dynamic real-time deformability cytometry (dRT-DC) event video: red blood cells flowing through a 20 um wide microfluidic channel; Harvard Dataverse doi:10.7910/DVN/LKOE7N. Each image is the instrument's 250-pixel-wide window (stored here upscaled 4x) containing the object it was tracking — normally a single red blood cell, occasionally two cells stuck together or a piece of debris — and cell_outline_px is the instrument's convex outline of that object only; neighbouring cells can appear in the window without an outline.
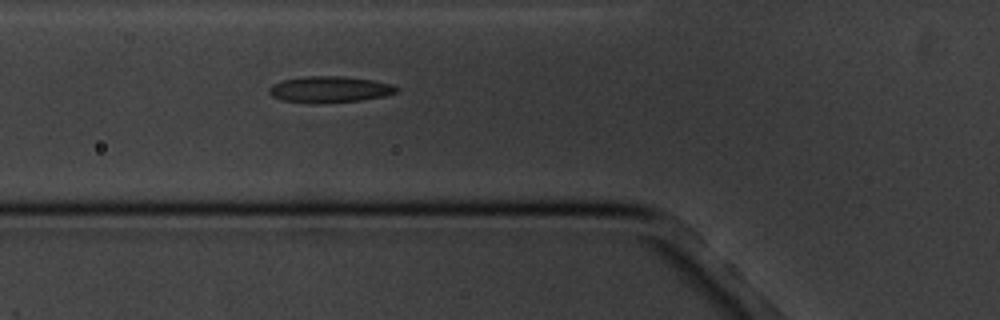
{"species": "common noctule bat (a hibernating species)", "species_latin": "Nyctalus noctula", "temperature_condition": "cold", "stored_images_in_passage": 6, "camera_frame_rate_fps": 3000, "um_per_image_px": 0.085, "animal": {"sex": "male", "body_mass_g": 20.1, "forearm_length_mm": 53.5}, "frame": {"image": 1, "passage_image": 6, "time_ms": 6.0, "image_size_px": [1000, 320], "cell_outline_px": [[400, 92], [384, 96], [360, 100], [284, 100], [272, 96], [268, 92], [268, 88], [272, 84], [284, 80], [304, 76], [344, 76], [372, 80], [392, 84], [400, 88]], "centroid_in_image_um": [28.1, 7.54], "position_along_channel_um": 97.7, "area_um2": 18.55}}